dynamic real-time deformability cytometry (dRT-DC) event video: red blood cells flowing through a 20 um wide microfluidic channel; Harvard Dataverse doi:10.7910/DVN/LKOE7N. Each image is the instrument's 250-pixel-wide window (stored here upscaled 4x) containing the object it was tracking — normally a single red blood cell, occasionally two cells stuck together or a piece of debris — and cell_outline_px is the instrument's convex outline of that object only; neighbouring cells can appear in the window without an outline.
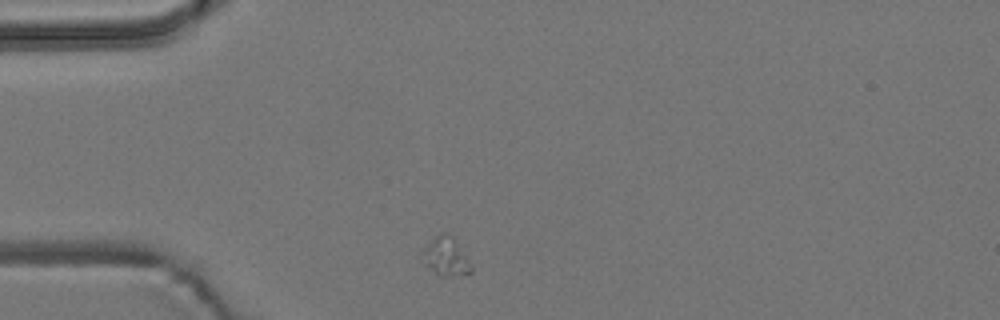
{"species": "common noctule bat (a hibernating species)", "species_latin": "Nyctalus noctula", "temperature_condition": "room temperature", "stored_images_in_passage": 4, "camera_frame_rate_fps": 3000, "um_per_image_px": 0.085, "animal": {"sex": "male", "body_mass_g": 19.2, "forearm_length_mm": 51.8}, "frame": {"image": 1, "passage_image": 1, "time_ms": 0.0, "image_size_px": [1000, 320], "cell_outline_px": [[472, 272], [468, 276], [440, 276], [424, 264], [416, 256], [436, 236], [444, 232], [448, 232], [456, 240], [472, 264]], "centroid_in_image_um": [37.9, 21.84], "position_along_channel_um": 47.1, "area_um2": 11.44}}